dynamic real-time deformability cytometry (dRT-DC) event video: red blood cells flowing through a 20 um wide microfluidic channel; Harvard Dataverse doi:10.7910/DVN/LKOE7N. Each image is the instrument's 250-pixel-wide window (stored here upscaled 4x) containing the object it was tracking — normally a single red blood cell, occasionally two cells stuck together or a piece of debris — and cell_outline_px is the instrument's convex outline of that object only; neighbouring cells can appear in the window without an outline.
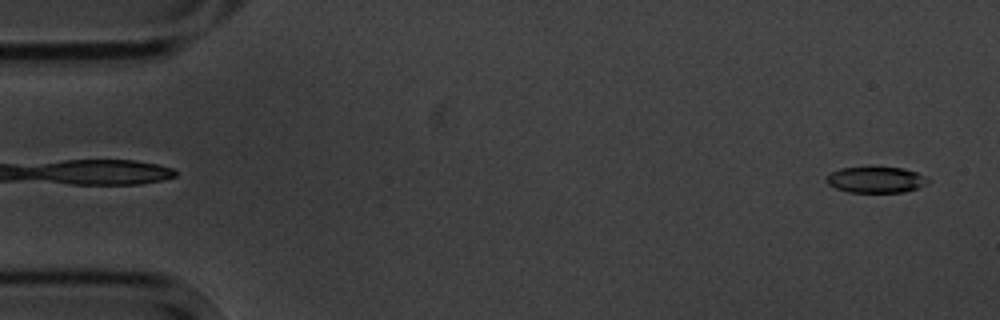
{"species": "common noctule bat (a hibernating species)", "species_latin": "Nyctalus noctula", "temperature_condition": "cold", "stored_images_in_passage": 4, "camera_frame_rate_fps": 3000, "um_per_image_px": 0.085, "animal": {"sex": "male", "body_mass_g": 20.1, "forearm_length_mm": 53.5}, "frame": {"image": 1, "passage_image": 4, "time_ms": 4.333, "image_size_px": [1000, 320], "cell_outline_px": [[928, 180], [924, 184], [916, 188], [904, 192], [848, 192], [836, 188], [828, 184], [824, 180], [832, 172], [840, 168], [904, 168], [916, 172], [924, 176]], "centroid_in_image_um": [74.41, 15.29], "position_along_channel_um": 10.6, "area_um2": 15.03}}